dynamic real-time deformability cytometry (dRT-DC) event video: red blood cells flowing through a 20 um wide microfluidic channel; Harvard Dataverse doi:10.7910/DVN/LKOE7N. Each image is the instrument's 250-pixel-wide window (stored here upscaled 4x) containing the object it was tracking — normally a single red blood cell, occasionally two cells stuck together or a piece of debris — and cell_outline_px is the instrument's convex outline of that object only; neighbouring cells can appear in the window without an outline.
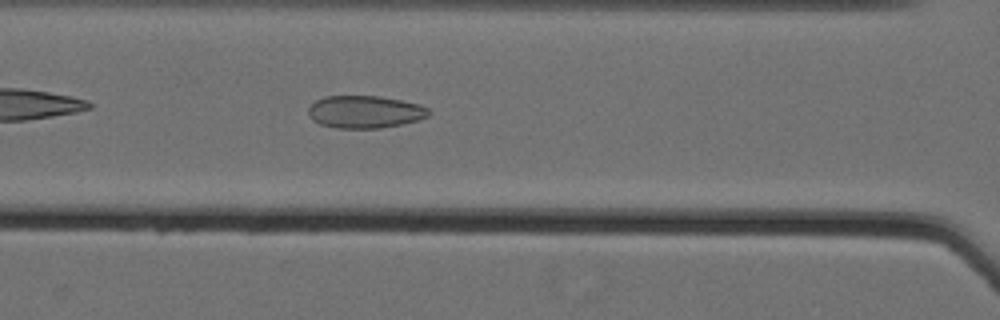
{"species": "Egyptian fruit bat (a non-hibernating species)", "species_latin": "Rousettus aegyptiacus", "temperature_condition": "cold", "stored_images_in_passage": 16, "camera_frame_rate_fps": 3000, "um_per_image_px": 0.085, "animal": {"sex": "female"}, "frame": {"image": 1, "passage_image": 8, "time_ms": 2.333, "image_size_px": [1000, 320], "cell_outline_px": [[432, 112], [428, 116], [416, 120], [400, 124], [380, 128], [336, 128], [320, 124], [312, 120], [308, 116], [308, 108], [316, 100], [324, 96], [380, 96], [420, 104], [428, 108]], "centroid_in_image_um": [31.0, 9.5], "position_along_channel_um": 135.6, "area_um2": 22.83}}
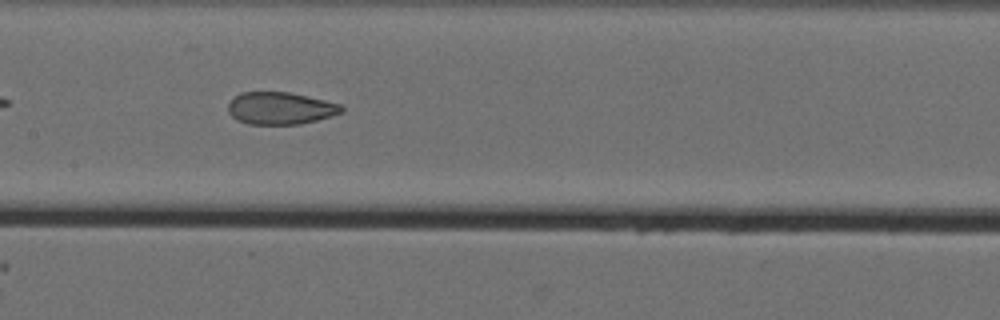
{"frame": {"image": 2, "passage_image": 12, "time_ms": 3.667, "image_size_px": [1000, 320], "cell_outline_px": [[344, 112], [332, 116], [300, 124], [248, 124], [236, 120], [228, 112], [228, 104], [236, 96], [244, 92], [288, 92], [324, 100], [340, 104], [344, 108]], "centroid_in_image_um": [23.84, 9.21], "position_along_channel_um": 183.6, "area_um2": 21.21}}